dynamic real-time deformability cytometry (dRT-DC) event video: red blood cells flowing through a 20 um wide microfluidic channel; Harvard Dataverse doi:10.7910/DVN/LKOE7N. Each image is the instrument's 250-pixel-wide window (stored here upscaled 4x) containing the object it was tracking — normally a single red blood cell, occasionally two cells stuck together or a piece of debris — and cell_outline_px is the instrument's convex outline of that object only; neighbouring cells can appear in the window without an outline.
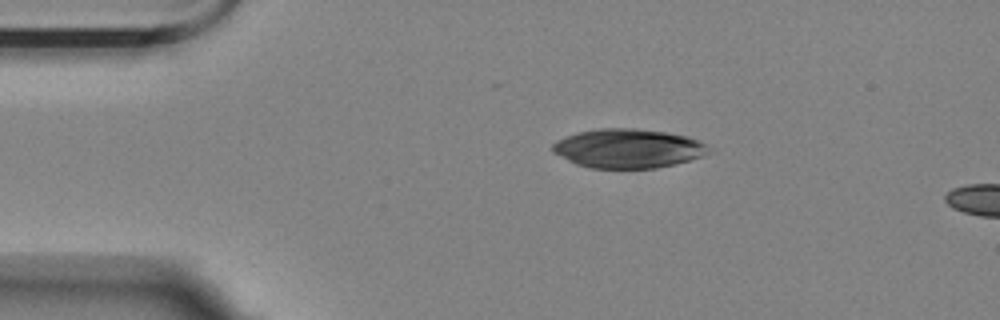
{"species": "Egyptian fruit bat (a non-hibernating species)", "species_latin": "Rousettus aegyptiacus", "temperature_condition": "room temperature", "stored_images_in_passage": 5, "camera_frame_rate_fps": 3000, "um_per_image_px": 0.085, "animal": {"sex": "female"}, "frame": {"image": 1, "passage_image": 1, "time_ms": 0.0, "image_size_px": [1000, 320], "cell_outline_px": [[712, 152], [704, 156], [656, 168], [588, 168], [576, 164], [552, 152], [552, 144], [556, 140], [576, 132], [600, 128], [636, 128], [664, 132], [688, 136], [704, 144]], "centroid_in_image_um": [53.35, 12.61], "position_along_channel_um": 31.7, "area_um2": 35.55}}